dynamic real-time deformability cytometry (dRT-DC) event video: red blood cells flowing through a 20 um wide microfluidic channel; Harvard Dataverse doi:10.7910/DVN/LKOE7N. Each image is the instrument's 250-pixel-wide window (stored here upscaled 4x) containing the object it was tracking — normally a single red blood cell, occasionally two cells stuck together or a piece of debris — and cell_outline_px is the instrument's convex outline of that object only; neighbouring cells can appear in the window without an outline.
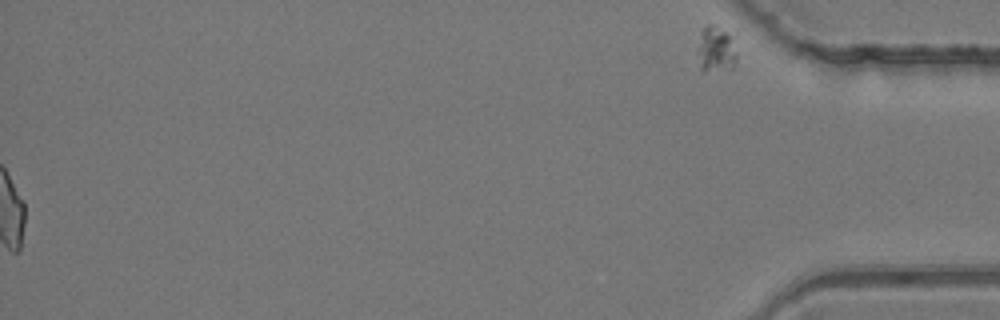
{"species": "common noctule bat (a hibernating species)", "species_latin": "Nyctalus noctula", "temperature_condition": "room temperature", "stored_images_in_passage": 48, "segment_of_instrument_passage": [2, 2], "camera_frame_rate_fps": 3000, "um_per_image_px": 0.085, "animal": {"sex": "female", "body_mass_g": 24.6, "forearm_length_mm": 56.2}, "frame": {"image": 1, "passage_image": 48, "time_ms": 15.667, "image_size_px": [1000, 320], "cell_outline_px": [[736, 60], [732, 68], [700, 68], [696, 52], [696, 48], [700, 32], [708, 24], [716, 24], [736, 32]], "centroid_in_image_um": [60.91, 4.03], "position_along_channel_um": 374.3, "area_um2": 11.1}}